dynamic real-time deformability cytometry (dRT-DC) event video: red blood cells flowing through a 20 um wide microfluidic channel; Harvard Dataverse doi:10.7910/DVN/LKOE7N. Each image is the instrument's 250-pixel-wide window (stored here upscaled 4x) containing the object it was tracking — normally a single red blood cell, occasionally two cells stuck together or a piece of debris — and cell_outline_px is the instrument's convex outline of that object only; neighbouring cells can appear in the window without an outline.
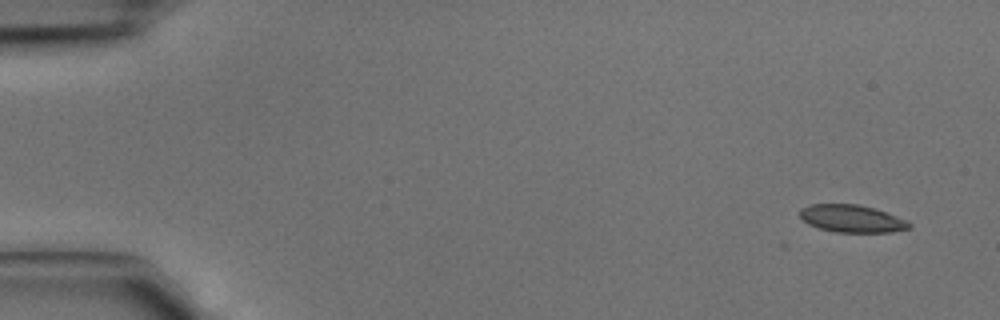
{"species": "common noctule bat (a hibernating species)", "species_latin": "Nyctalus noctula", "temperature_condition": "cold", "stored_images_in_passage": 4, "camera_frame_rate_fps": 3000, "um_per_image_px": 0.085, "animal": {"sex": "male", "body_mass_g": 15.6}, "frame": {"image": 1, "passage_image": 1, "time_ms": 0.0, "image_size_px": [1000, 320], "cell_outline_px": [[912, 228], [892, 232], [836, 232], [820, 228], [808, 224], [800, 216], [800, 208], [808, 204], [856, 204], [872, 208], [908, 220], [912, 224]], "centroid_in_image_um": [72.42, 18.58], "position_along_channel_um": 12.6, "area_um2": 17.46}}